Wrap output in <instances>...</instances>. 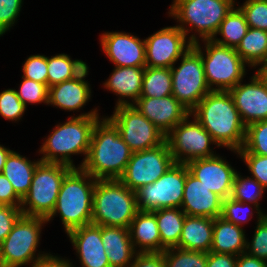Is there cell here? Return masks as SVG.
<instances>
[{
	"instance_id": "6da1fadb",
	"label": "cell",
	"mask_w": 267,
	"mask_h": 267,
	"mask_svg": "<svg viewBox=\"0 0 267 267\" xmlns=\"http://www.w3.org/2000/svg\"><path fill=\"white\" fill-rule=\"evenodd\" d=\"M190 114L210 133L217 147L235 153L243 147L246 126L229 91H210Z\"/></svg>"
},
{
	"instance_id": "7a4b0ae2",
	"label": "cell",
	"mask_w": 267,
	"mask_h": 267,
	"mask_svg": "<svg viewBox=\"0 0 267 267\" xmlns=\"http://www.w3.org/2000/svg\"><path fill=\"white\" fill-rule=\"evenodd\" d=\"M131 154L118 128L104 117L94 126L89 151L81 168L97 180L119 179Z\"/></svg>"
},
{
	"instance_id": "3957f363",
	"label": "cell",
	"mask_w": 267,
	"mask_h": 267,
	"mask_svg": "<svg viewBox=\"0 0 267 267\" xmlns=\"http://www.w3.org/2000/svg\"><path fill=\"white\" fill-rule=\"evenodd\" d=\"M99 119L98 110L95 108L88 113L72 116L63 124L56 125L40 147L39 153L43 154L40 160L76 168L71 155L83 153L85 158L78 166L81 168L89 151L94 126Z\"/></svg>"
},
{
	"instance_id": "277c9868",
	"label": "cell",
	"mask_w": 267,
	"mask_h": 267,
	"mask_svg": "<svg viewBox=\"0 0 267 267\" xmlns=\"http://www.w3.org/2000/svg\"><path fill=\"white\" fill-rule=\"evenodd\" d=\"M97 179L82 168H72L64 177L56 206L47 218L49 222L57 213L66 234L92 222L93 192Z\"/></svg>"
},
{
	"instance_id": "5b68a950",
	"label": "cell",
	"mask_w": 267,
	"mask_h": 267,
	"mask_svg": "<svg viewBox=\"0 0 267 267\" xmlns=\"http://www.w3.org/2000/svg\"><path fill=\"white\" fill-rule=\"evenodd\" d=\"M138 211L136 192L119 179L96 181L91 224L129 228Z\"/></svg>"
},
{
	"instance_id": "8992f818",
	"label": "cell",
	"mask_w": 267,
	"mask_h": 267,
	"mask_svg": "<svg viewBox=\"0 0 267 267\" xmlns=\"http://www.w3.org/2000/svg\"><path fill=\"white\" fill-rule=\"evenodd\" d=\"M234 5L235 0H174L168 13L179 22L177 26L186 36L192 30L198 33L187 37L195 44L199 42L197 35L202 41L211 40ZM188 25L190 29L185 27Z\"/></svg>"
},
{
	"instance_id": "52a82bcc",
	"label": "cell",
	"mask_w": 267,
	"mask_h": 267,
	"mask_svg": "<svg viewBox=\"0 0 267 267\" xmlns=\"http://www.w3.org/2000/svg\"><path fill=\"white\" fill-rule=\"evenodd\" d=\"M71 169L72 167L65 164L40 161L31 187L22 199V215L47 219L56 206L61 183Z\"/></svg>"
},
{
	"instance_id": "ba28073f",
	"label": "cell",
	"mask_w": 267,
	"mask_h": 267,
	"mask_svg": "<svg viewBox=\"0 0 267 267\" xmlns=\"http://www.w3.org/2000/svg\"><path fill=\"white\" fill-rule=\"evenodd\" d=\"M205 52H202L200 42L192 47L201 55L205 79L210 90L229 91L246 75V63L235 48L219 45L213 40H203ZM205 54V55H204ZM216 85V87H212Z\"/></svg>"
},
{
	"instance_id": "9c48e42d",
	"label": "cell",
	"mask_w": 267,
	"mask_h": 267,
	"mask_svg": "<svg viewBox=\"0 0 267 267\" xmlns=\"http://www.w3.org/2000/svg\"><path fill=\"white\" fill-rule=\"evenodd\" d=\"M46 223V218L21 215L0 244V267L32 265L47 255L44 252L36 255L41 229Z\"/></svg>"
},
{
	"instance_id": "30bf717a",
	"label": "cell",
	"mask_w": 267,
	"mask_h": 267,
	"mask_svg": "<svg viewBox=\"0 0 267 267\" xmlns=\"http://www.w3.org/2000/svg\"><path fill=\"white\" fill-rule=\"evenodd\" d=\"M188 171L186 164L175 162L158 180L136 190L138 209L181 208Z\"/></svg>"
},
{
	"instance_id": "8fae6325",
	"label": "cell",
	"mask_w": 267,
	"mask_h": 267,
	"mask_svg": "<svg viewBox=\"0 0 267 267\" xmlns=\"http://www.w3.org/2000/svg\"><path fill=\"white\" fill-rule=\"evenodd\" d=\"M172 73V95L190 112L211 91L205 79L201 55L191 47L182 57L178 68Z\"/></svg>"
},
{
	"instance_id": "7c38bea8",
	"label": "cell",
	"mask_w": 267,
	"mask_h": 267,
	"mask_svg": "<svg viewBox=\"0 0 267 267\" xmlns=\"http://www.w3.org/2000/svg\"><path fill=\"white\" fill-rule=\"evenodd\" d=\"M188 115L178 123L166 136L174 162L184 163L198 158L216 155L210 145L216 144L210 133L194 117L189 121Z\"/></svg>"
},
{
	"instance_id": "4fadbf2b",
	"label": "cell",
	"mask_w": 267,
	"mask_h": 267,
	"mask_svg": "<svg viewBox=\"0 0 267 267\" xmlns=\"http://www.w3.org/2000/svg\"><path fill=\"white\" fill-rule=\"evenodd\" d=\"M108 118L118 128L132 153L156 147L165 141V135L133 105L115 107L113 115Z\"/></svg>"
},
{
	"instance_id": "5bb4252c",
	"label": "cell",
	"mask_w": 267,
	"mask_h": 267,
	"mask_svg": "<svg viewBox=\"0 0 267 267\" xmlns=\"http://www.w3.org/2000/svg\"><path fill=\"white\" fill-rule=\"evenodd\" d=\"M174 163L165 140L156 147L132 153L119 180L130 190L136 191L158 180Z\"/></svg>"
},
{
	"instance_id": "9a60e30c",
	"label": "cell",
	"mask_w": 267,
	"mask_h": 267,
	"mask_svg": "<svg viewBox=\"0 0 267 267\" xmlns=\"http://www.w3.org/2000/svg\"><path fill=\"white\" fill-rule=\"evenodd\" d=\"M144 41L146 67L153 68H171L192 47L177 25L162 28Z\"/></svg>"
},
{
	"instance_id": "2e32d148",
	"label": "cell",
	"mask_w": 267,
	"mask_h": 267,
	"mask_svg": "<svg viewBox=\"0 0 267 267\" xmlns=\"http://www.w3.org/2000/svg\"><path fill=\"white\" fill-rule=\"evenodd\" d=\"M250 80L248 84L239 82L229 90L246 127L267 120V81L258 70Z\"/></svg>"
},
{
	"instance_id": "e0dca14e",
	"label": "cell",
	"mask_w": 267,
	"mask_h": 267,
	"mask_svg": "<svg viewBox=\"0 0 267 267\" xmlns=\"http://www.w3.org/2000/svg\"><path fill=\"white\" fill-rule=\"evenodd\" d=\"M189 172L222 199L231 197L237 171L219 155L193 159L186 163Z\"/></svg>"
},
{
	"instance_id": "ac0fdd59",
	"label": "cell",
	"mask_w": 267,
	"mask_h": 267,
	"mask_svg": "<svg viewBox=\"0 0 267 267\" xmlns=\"http://www.w3.org/2000/svg\"><path fill=\"white\" fill-rule=\"evenodd\" d=\"M100 42L103 52L116 67H146L145 41L125 32H105Z\"/></svg>"
},
{
	"instance_id": "d6986e66",
	"label": "cell",
	"mask_w": 267,
	"mask_h": 267,
	"mask_svg": "<svg viewBox=\"0 0 267 267\" xmlns=\"http://www.w3.org/2000/svg\"><path fill=\"white\" fill-rule=\"evenodd\" d=\"M133 106L165 136L190 115V111L173 95L161 98L139 97Z\"/></svg>"
},
{
	"instance_id": "ffe728a7",
	"label": "cell",
	"mask_w": 267,
	"mask_h": 267,
	"mask_svg": "<svg viewBox=\"0 0 267 267\" xmlns=\"http://www.w3.org/2000/svg\"><path fill=\"white\" fill-rule=\"evenodd\" d=\"M222 198L211 192L189 171L186 174L181 209L187 216L217 218L222 213Z\"/></svg>"
},
{
	"instance_id": "44dd1931",
	"label": "cell",
	"mask_w": 267,
	"mask_h": 267,
	"mask_svg": "<svg viewBox=\"0 0 267 267\" xmlns=\"http://www.w3.org/2000/svg\"><path fill=\"white\" fill-rule=\"evenodd\" d=\"M82 267H110L101 239V226L89 224L67 233Z\"/></svg>"
},
{
	"instance_id": "7402d4cb",
	"label": "cell",
	"mask_w": 267,
	"mask_h": 267,
	"mask_svg": "<svg viewBox=\"0 0 267 267\" xmlns=\"http://www.w3.org/2000/svg\"><path fill=\"white\" fill-rule=\"evenodd\" d=\"M144 72L145 68L115 66L109 79L103 83L104 88L120 96L115 107L133 105L139 99Z\"/></svg>"
},
{
	"instance_id": "603a6c76",
	"label": "cell",
	"mask_w": 267,
	"mask_h": 267,
	"mask_svg": "<svg viewBox=\"0 0 267 267\" xmlns=\"http://www.w3.org/2000/svg\"><path fill=\"white\" fill-rule=\"evenodd\" d=\"M101 239L110 267H130L137 252L129 228L101 226Z\"/></svg>"
},
{
	"instance_id": "cb8c5ba5",
	"label": "cell",
	"mask_w": 267,
	"mask_h": 267,
	"mask_svg": "<svg viewBox=\"0 0 267 267\" xmlns=\"http://www.w3.org/2000/svg\"><path fill=\"white\" fill-rule=\"evenodd\" d=\"M129 232L135 250L140 247L137 253L161 252V238L153 212L139 210L130 223Z\"/></svg>"
},
{
	"instance_id": "d4e9b609",
	"label": "cell",
	"mask_w": 267,
	"mask_h": 267,
	"mask_svg": "<svg viewBox=\"0 0 267 267\" xmlns=\"http://www.w3.org/2000/svg\"><path fill=\"white\" fill-rule=\"evenodd\" d=\"M214 218L187 216L179 240V248L209 253L213 242Z\"/></svg>"
},
{
	"instance_id": "484cf974",
	"label": "cell",
	"mask_w": 267,
	"mask_h": 267,
	"mask_svg": "<svg viewBox=\"0 0 267 267\" xmlns=\"http://www.w3.org/2000/svg\"><path fill=\"white\" fill-rule=\"evenodd\" d=\"M89 86L72 79L50 86L48 104L67 111L80 110L91 97Z\"/></svg>"
},
{
	"instance_id": "4316f807",
	"label": "cell",
	"mask_w": 267,
	"mask_h": 267,
	"mask_svg": "<svg viewBox=\"0 0 267 267\" xmlns=\"http://www.w3.org/2000/svg\"><path fill=\"white\" fill-rule=\"evenodd\" d=\"M242 227L224 220L222 217L214 219L213 242L210 252L233 254L238 256L245 253L246 237Z\"/></svg>"
},
{
	"instance_id": "83f0119b",
	"label": "cell",
	"mask_w": 267,
	"mask_h": 267,
	"mask_svg": "<svg viewBox=\"0 0 267 267\" xmlns=\"http://www.w3.org/2000/svg\"><path fill=\"white\" fill-rule=\"evenodd\" d=\"M41 160L31 161L12 151L6 159L2 174L11 182L16 194L23 199L31 187L37 164Z\"/></svg>"
},
{
	"instance_id": "f1b7e54d",
	"label": "cell",
	"mask_w": 267,
	"mask_h": 267,
	"mask_svg": "<svg viewBox=\"0 0 267 267\" xmlns=\"http://www.w3.org/2000/svg\"><path fill=\"white\" fill-rule=\"evenodd\" d=\"M155 214L161 238V252L168 248H179L186 214L181 208H162L152 211Z\"/></svg>"
},
{
	"instance_id": "f546056e",
	"label": "cell",
	"mask_w": 267,
	"mask_h": 267,
	"mask_svg": "<svg viewBox=\"0 0 267 267\" xmlns=\"http://www.w3.org/2000/svg\"><path fill=\"white\" fill-rule=\"evenodd\" d=\"M235 50L250 67H262L267 64V31L249 27Z\"/></svg>"
},
{
	"instance_id": "4dcf8cb0",
	"label": "cell",
	"mask_w": 267,
	"mask_h": 267,
	"mask_svg": "<svg viewBox=\"0 0 267 267\" xmlns=\"http://www.w3.org/2000/svg\"><path fill=\"white\" fill-rule=\"evenodd\" d=\"M248 29L249 25L244 13L239 7H236V9L233 7L221 22L216 35L211 40L219 45L236 48ZM217 34L221 35L223 39L217 38Z\"/></svg>"
},
{
	"instance_id": "1f68e13d",
	"label": "cell",
	"mask_w": 267,
	"mask_h": 267,
	"mask_svg": "<svg viewBox=\"0 0 267 267\" xmlns=\"http://www.w3.org/2000/svg\"><path fill=\"white\" fill-rule=\"evenodd\" d=\"M172 95L170 68L145 67L140 97L161 98Z\"/></svg>"
},
{
	"instance_id": "d6a6232c",
	"label": "cell",
	"mask_w": 267,
	"mask_h": 267,
	"mask_svg": "<svg viewBox=\"0 0 267 267\" xmlns=\"http://www.w3.org/2000/svg\"><path fill=\"white\" fill-rule=\"evenodd\" d=\"M265 190L266 189L254 178L249 176L243 178L239 173H236L231 198L240 202H248L249 205L253 204L255 207L254 209H256V214H258V218H263L266 213H263L262 210H260L259 199L261 200Z\"/></svg>"
},
{
	"instance_id": "836d02e7",
	"label": "cell",
	"mask_w": 267,
	"mask_h": 267,
	"mask_svg": "<svg viewBox=\"0 0 267 267\" xmlns=\"http://www.w3.org/2000/svg\"><path fill=\"white\" fill-rule=\"evenodd\" d=\"M166 267H206L207 252L185 250L178 247L162 252Z\"/></svg>"
},
{
	"instance_id": "e575fe53",
	"label": "cell",
	"mask_w": 267,
	"mask_h": 267,
	"mask_svg": "<svg viewBox=\"0 0 267 267\" xmlns=\"http://www.w3.org/2000/svg\"><path fill=\"white\" fill-rule=\"evenodd\" d=\"M238 153L267 156V120L255 122L246 127L244 145Z\"/></svg>"
},
{
	"instance_id": "d590c367",
	"label": "cell",
	"mask_w": 267,
	"mask_h": 267,
	"mask_svg": "<svg viewBox=\"0 0 267 267\" xmlns=\"http://www.w3.org/2000/svg\"><path fill=\"white\" fill-rule=\"evenodd\" d=\"M47 86H53L71 79L72 59L67 54L47 57Z\"/></svg>"
},
{
	"instance_id": "8d00e7d4",
	"label": "cell",
	"mask_w": 267,
	"mask_h": 267,
	"mask_svg": "<svg viewBox=\"0 0 267 267\" xmlns=\"http://www.w3.org/2000/svg\"><path fill=\"white\" fill-rule=\"evenodd\" d=\"M239 8L249 27L267 31V0H246Z\"/></svg>"
},
{
	"instance_id": "74e56055",
	"label": "cell",
	"mask_w": 267,
	"mask_h": 267,
	"mask_svg": "<svg viewBox=\"0 0 267 267\" xmlns=\"http://www.w3.org/2000/svg\"><path fill=\"white\" fill-rule=\"evenodd\" d=\"M23 78V81L16 90V93L22 103L27 107V103H45L48 105L49 87L46 84L35 82L34 80Z\"/></svg>"
},
{
	"instance_id": "f35d334b",
	"label": "cell",
	"mask_w": 267,
	"mask_h": 267,
	"mask_svg": "<svg viewBox=\"0 0 267 267\" xmlns=\"http://www.w3.org/2000/svg\"><path fill=\"white\" fill-rule=\"evenodd\" d=\"M256 223L253 240L251 243L246 241L245 253L267 262V214L263 218H257Z\"/></svg>"
},
{
	"instance_id": "ab89813d",
	"label": "cell",
	"mask_w": 267,
	"mask_h": 267,
	"mask_svg": "<svg viewBox=\"0 0 267 267\" xmlns=\"http://www.w3.org/2000/svg\"><path fill=\"white\" fill-rule=\"evenodd\" d=\"M26 110L15 89H6L0 93V115L7 120H20Z\"/></svg>"
},
{
	"instance_id": "60d3db41",
	"label": "cell",
	"mask_w": 267,
	"mask_h": 267,
	"mask_svg": "<svg viewBox=\"0 0 267 267\" xmlns=\"http://www.w3.org/2000/svg\"><path fill=\"white\" fill-rule=\"evenodd\" d=\"M246 205V206H245ZM248 203L237 201L231 197L222 200V213L221 217L230 222L242 227V224L249 221L252 216L253 212H247Z\"/></svg>"
},
{
	"instance_id": "b9f144b4",
	"label": "cell",
	"mask_w": 267,
	"mask_h": 267,
	"mask_svg": "<svg viewBox=\"0 0 267 267\" xmlns=\"http://www.w3.org/2000/svg\"><path fill=\"white\" fill-rule=\"evenodd\" d=\"M23 76L35 82L47 85V57L45 55H31L23 64Z\"/></svg>"
},
{
	"instance_id": "7bdbcfd3",
	"label": "cell",
	"mask_w": 267,
	"mask_h": 267,
	"mask_svg": "<svg viewBox=\"0 0 267 267\" xmlns=\"http://www.w3.org/2000/svg\"><path fill=\"white\" fill-rule=\"evenodd\" d=\"M251 173V177L267 188V156L252 153H238Z\"/></svg>"
},
{
	"instance_id": "ee69618b",
	"label": "cell",
	"mask_w": 267,
	"mask_h": 267,
	"mask_svg": "<svg viewBox=\"0 0 267 267\" xmlns=\"http://www.w3.org/2000/svg\"><path fill=\"white\" fill-rule=\"evenodd\" d=\"M23 0H0V36L17 21Z\"/></svg>"
},
{
	"instance_id": "f6af8a7d",
	"label": "cell",
	"mask_w": 267,
	"mask_h": 267,
	"mask_svg": "<svg viewBox=\"0 0 267 267\" xmlns=\"http://www.w3.org/2000/svg\"><path fill=\"white\" fill-rule=\"evenodd\" d=\"M21 215L20 207L0 205V244L11 232L13 225Z\"/></svg>"
},
{
	"instance_id": "bcb514c9",
	"label": "cell",
	"mask_w": 267,
	"mask_h": 267,
	"mask_svg": "<svg viewBox=\"0 0 267 267\" xmlns=\"http://www.w3.org/2000/svg\"><path fill=\"white\" fill-rule=\"evenodd\" d=\"M22 199L16 194L11 182L0 174V205L20 207Z\"/></svg>"
},
{
	"instance_id": "7dc6e473",
	"label": "cell",
	"mask_w": 267,
	"mask_h": 267,
	"mask_svg": "<svg viewBox=\"0 0 267 267\" xmlns=\"http://www.w3.org/2000/svg\"><path fill=\"white\" fill-rule=\"evenodd\" d=\"M130 267H166L162 252L137 253Z\"/></svg>"
},
{
	"instance_id": "c3c4849f",
	"label": "cell",
	"mask_w": 267,
	"mask_h": 267,
	"mask_svg": "<svg viewBox=\"0 0 267 267\" xmlns=\"http://www.w3.org/2000/svg\"><path fill=\"white\" fill-rule=\"evenodd\" d=\"M237 256L225 253H207L206 267H236Z\"/></svg>"
},
{
	"instance_id": "681fc988",
	"label": "cell",
	"mask_w": 267,
	"mask_h": 267,
	"mask_svg": "<svg viewBox=\"0 0 267 267\" xmlns=\"http://www.w3.org/2000/svg\"><path fill=\"white\" fill-rule=\"evenodd\" d=\"M72 262L68 259H62L52 254L43 256L38 261L34 262L30 267H74Z\"/></svg>"
},
{
	"instance_id": "f907efd6",
	"label": "cell",
	"mask_w": 267,
	"mask_h": 267,
	"mask_svg": "<svg viewBox=\"0 0 267 267\" xmlns=\"http://www.w3.org/2000/svg\"><path fill=\"white\" fill-rule=\"evenodd\" d=\"M88 65L86 62L82 60H72V68H71V79L77 82H81L89 85L87 81H85V77L88 75Z\"/></svg>"
},
{
	"instance_id": "816d5d0a",
	"label": "cell",
	"mask_w": 267,
	"mask_h": 267,
	"mask_svg": "<svg viewBox=\"0 0 267 267\" xmlns=\"http://www.w3.org/2000/svg\"><path fill=\"white\" fill-rule=\"evenodd\" d=\"M236 267H267V262L242 253L237 256Z\"/></svg>"
},
{
	"instance_id": "f5cc1de1",
	"label": "cell",
	"mask_w": 267,
	"mask_h": 267,
	"mask_svg": "<svg viewBox=\"0 0 267 267\" xmlns=\"http://www.w3.org/2000/svg\"><path fill=\"white\" fill-rule=\"evenodd\" d=\"M13 150H10L9 148L4 147L3 145H0V174L3 171L4 165L6 163V159L9 156V154Z\"/></svg>"
},
{
	"instance_id": "db71d44e",
	"label": "cell",
	"mask_w": 267,
	"mask_h": 267,
	"mask_svg": "<svg viewBox=\"0 0 267 267\" xmlns=\"http://www.w3.org/2000/svg\"><path fill=\"white\" fill-rule=\"evenodd\" d=\"M258 72L264 77L267 81V64L263 65L262 67L258 68Z\"/></svg>"
}]
</instances>
